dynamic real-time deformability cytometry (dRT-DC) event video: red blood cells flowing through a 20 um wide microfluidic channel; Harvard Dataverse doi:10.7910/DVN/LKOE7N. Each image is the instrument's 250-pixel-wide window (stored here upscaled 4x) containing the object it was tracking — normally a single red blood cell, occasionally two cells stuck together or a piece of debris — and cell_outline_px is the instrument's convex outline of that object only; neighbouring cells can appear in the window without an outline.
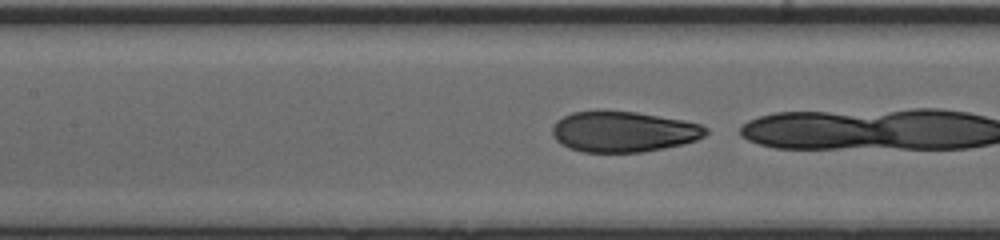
{"species": "human", "species_latin": "Homo sapiens", "temperature_condition": "cold", "stored_images_in_passage": 15, "camera_frame_rate_fps": 3000, "um_per_image_px": 0.085, "donor": {"sex": "male"}, "frame": {"image": 1, "passage_image": 14, "time_ms": 4.333, "image_size_px": [1000, 240], "cell_outline_px": [[708, 132], [704, 136], [696, 140], [684, 144], [644, 152], [584, 152], [568, 148], [560, 144], [552, 136], [552, 128], [556, 120], [572, 112], [636, 112], [684, 120], [700, 124], [708, 128]], "centroid_in_image_um": [53.0, 11.21], "position_along_channel_um": 154.4, "area_um2": 36.3}}